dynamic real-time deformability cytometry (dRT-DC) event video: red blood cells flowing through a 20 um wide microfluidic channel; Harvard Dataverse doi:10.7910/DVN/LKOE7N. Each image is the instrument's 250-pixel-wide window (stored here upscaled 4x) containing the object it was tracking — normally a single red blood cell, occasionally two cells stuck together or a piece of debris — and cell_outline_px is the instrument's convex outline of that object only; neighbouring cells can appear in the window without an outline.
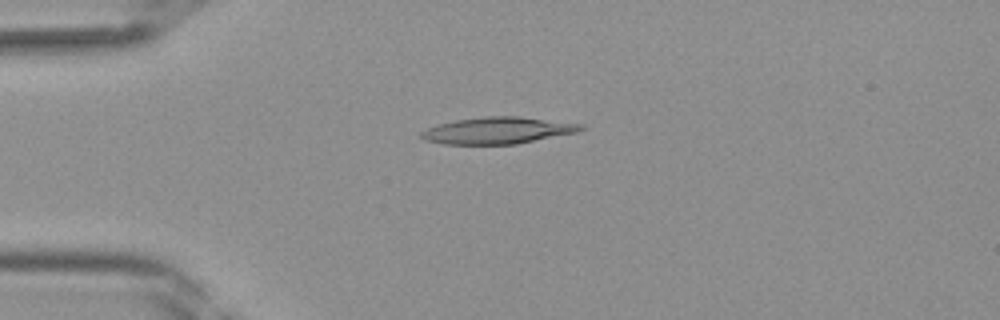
{"species": "Egyptian fruit bat (a non-hibernating species)", "species_latin": "Rousettus aegyptiacus", "temperature_condition": "room temperature", "stored_images_in_passage": 40, "camera_frame_rate_fps": 3000, "um_per_image_px": 0.085, "frame": {"image": 1, "passage_image": 10, "time_ms": 3.0, "image_size_px": [1000, 320], "cell_outline_px": [[584, 128], [576, 132], [516, 144], [444, 144], [424, 140], [420, 136], [420, 132], [428, 128], [440, 124], [456, 120], [484, 116], [520, 116], [584, 124]], "centroid_in_image_um": [42.31, 11.08], "position_along_channel_um": 42.7, "area_um2": 24.68}}
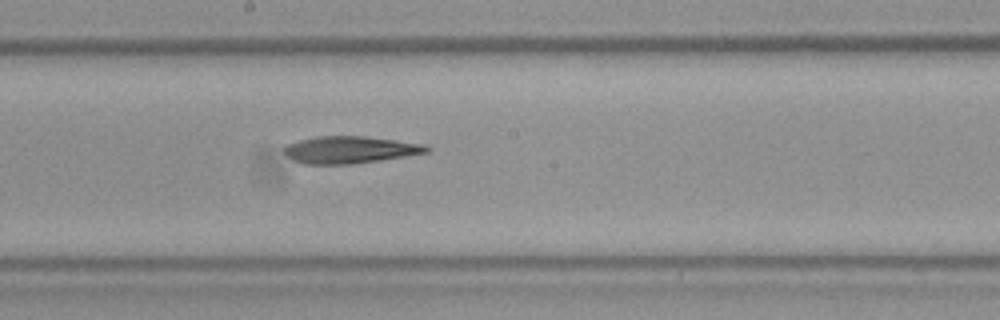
{"frame": {"image": 2, "passage_image": 22, "time_ms": 7.0, "image_size_px": [1000, 320], "cell_outline_px": [[432, 148], [428, 152], [380, 160], [352, 164], [304, 164], [292, 160], [284, 152], [284, 148], [288, 144], [300, 140], [316, 136], [364, 136], [396, 140], [424, 144]], "centroid_in_image_um": [29.74, 12.73], "position_along_channel_um": 218.5, "area_um2": 22.43}}
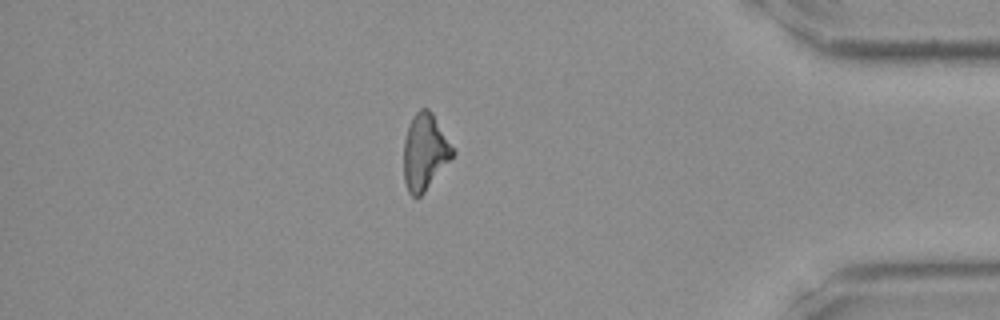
{"frame": {"image": 3, "passage_image": 35, "time_ms": 11.333, "image_size_px": [1000, 320], "cell_outline_px": [[456, 152], [424, 192], [420, 196], [412, 196], [408, 192], [404, 180], [404, 140], [408, 124], [412, 116], [420, 108], [428, 108], [432, 112]], "centroid_in_image_um": [36.09, 12.88], "position_along_channel_um": 399.1, "area_um2": 21.62}}